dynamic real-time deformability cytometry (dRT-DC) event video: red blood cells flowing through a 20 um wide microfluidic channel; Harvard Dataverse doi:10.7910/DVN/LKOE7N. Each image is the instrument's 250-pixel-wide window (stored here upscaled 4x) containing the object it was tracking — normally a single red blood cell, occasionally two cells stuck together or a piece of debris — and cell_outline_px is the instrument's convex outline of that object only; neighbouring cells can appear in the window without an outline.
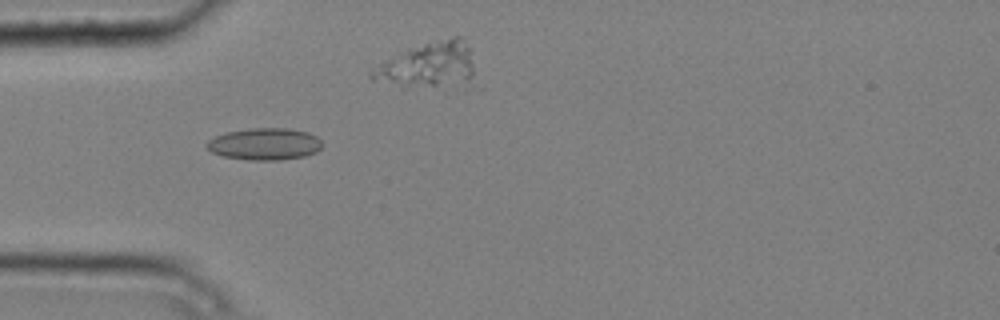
{"species": "common noctule bat (a hibernating species)", "species_latin": "Nyctalus noctula", "temperature_condition": "cold", "stored_images_in_passage": 13, "camera_frame_rate_fps": 3000, "um_per_image_px": 0.085, "animal": {"sex": "male", "body_mass_g": 20.4}, "frame": {"image": 1, "passage_image": 5, "time_ms": 1.333, "image_size_px": [1000, 320], "cell_outline_px": [[324, 144], [316, 152], [304, 156], [280, 160], [248, 160], [224, 156], [212, 152], [204, 144], [208, 140], [216, 136], [228, 132], [248, 128], [288, 128], [308, 132], [316, 136]], "centroid_in_image_um": [22.51, 12.24], "position_along_channel_um": 62.5, "area_um2": 21.5}}
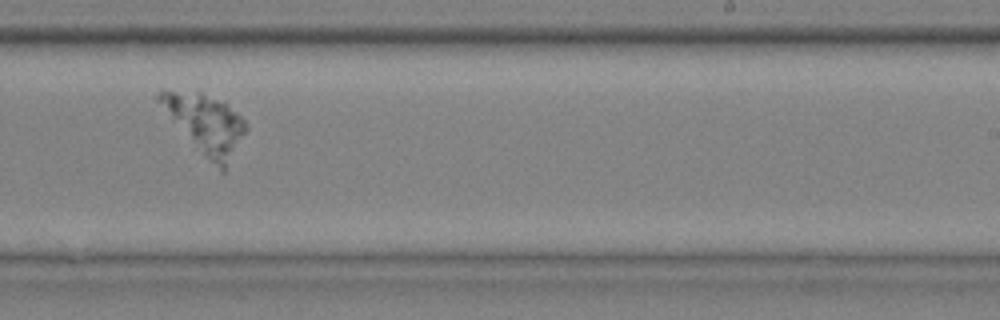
{"frame": {"image": 2, "passage_image": 10, "time_ms": 3.0, "image_size_px": [1000, 320], "cell_outline_px": [[248, 128], [224, 172], [220, 172], [156, 100], [156, 96], [160, 92], [200, 92], [224, 104], [240, 116], [248, 124]], "centroid_in_image_um": [17.54, 10.56], "position_along_channel_um": 271.5, "area_um2": 27.92}}
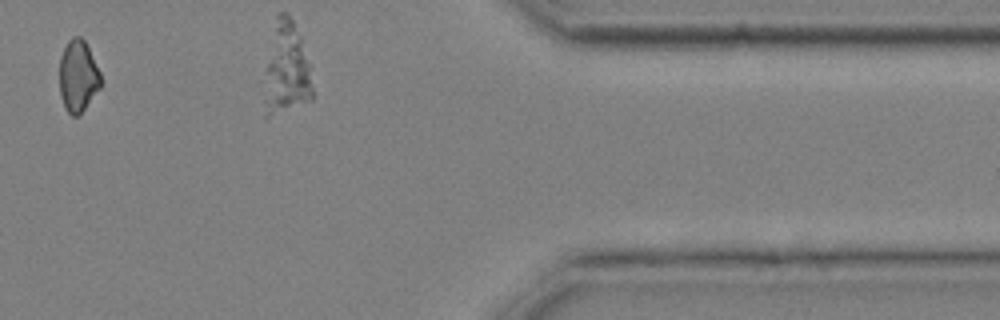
{"frame": {"image": 3, "passage_image": 13, "time_ms": 4.0, "image_size_px": [1000, 320], "cell_outline_px": [[100, 88], [80, 116], [72, 116], [64, 108], [60, 92], [60, 56], [68, 40], [72, 36], [80, 36], [84, 40], [100, 72]], "centroid_in_image_um": [6.62, 6.49], "position_along_channel_um": 404.8, "area_um2": 17.28}}